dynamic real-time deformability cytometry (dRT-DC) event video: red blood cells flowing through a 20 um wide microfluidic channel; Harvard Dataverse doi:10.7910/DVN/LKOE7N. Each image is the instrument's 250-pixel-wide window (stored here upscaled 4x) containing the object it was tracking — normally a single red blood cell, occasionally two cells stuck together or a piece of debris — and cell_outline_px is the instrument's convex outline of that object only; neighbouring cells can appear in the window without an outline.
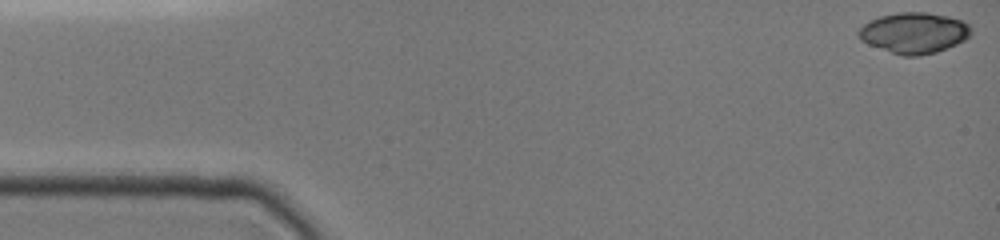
{"species": "common noctule bat (a hibernating species)", "species_latin": "Nyctalus noctula", "temperature_condition": "cold", "stored_images_in_passage": 11, "camera_frame_rate_fps": 3000, "um_per_image_px": 0.085, "animal": {"sex": "female", "body_mass_g": 19.0, "forearm_length_mm": 51.5}, "frame": {"image": 1, "passage_image": 1, "time_ms": 0.0, "image_size_px": [1000, 240], "cell_outline_px": [[972, 32], [964, 40], [956, 44], [936, 52], [916, 56], [904, 56], [868, 44], [860, 40], [856, 32], [864, 24], [880, 16], [900, 12], [928, 12], [948, 16], [964, 20], [972, 28]], "centroid_in_image_um": [77.71, 2.78], "position_along_channel_um": 7.3, "area_um2": 26.7}}